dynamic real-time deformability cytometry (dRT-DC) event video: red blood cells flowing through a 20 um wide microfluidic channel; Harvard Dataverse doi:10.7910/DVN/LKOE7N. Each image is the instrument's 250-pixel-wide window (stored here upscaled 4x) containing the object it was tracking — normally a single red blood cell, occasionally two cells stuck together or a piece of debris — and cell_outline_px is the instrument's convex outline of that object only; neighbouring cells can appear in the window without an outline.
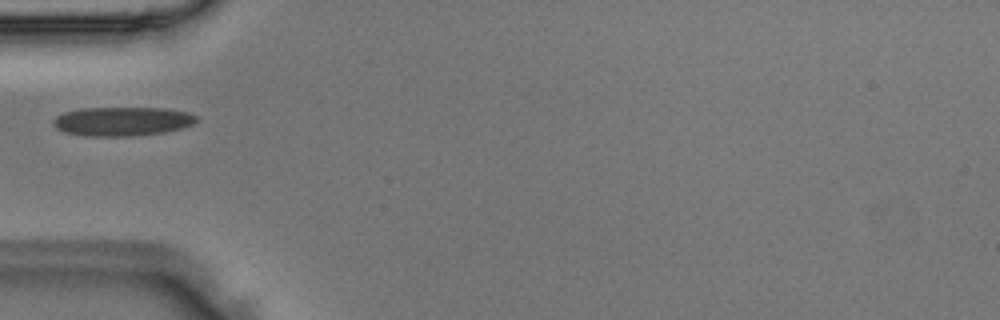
{"species": "Egyptian fruit bat (a non-hibernating species)", "species_latin": "Rousettus aegyptiacus", "temperature_condition": "room temperature", "stored_images_in_passage": 5, "camera_frame_rate_fps": 3000, "um_per_image_px": 0.085, "animal": {"sex": "male"}, "frame": {"image": 1, "passage_image": 5, "time_ms": 1.333, "image_size_px": [1000, 320], "cell_outline_px": [[200, 120], [196, 124], [184, 128], [164, 132], [132, 136], [84, 136], [64, 132], [56, 128], [52, 124], [52, 120], [56, 116], [64, 112], [80, 108], [168, 108], [188, 112], [196, 116]], "centroid_in_image_um": [10.42, 10.31], "position_along_channel_um": 74.6, "area_um2": 24.62}}